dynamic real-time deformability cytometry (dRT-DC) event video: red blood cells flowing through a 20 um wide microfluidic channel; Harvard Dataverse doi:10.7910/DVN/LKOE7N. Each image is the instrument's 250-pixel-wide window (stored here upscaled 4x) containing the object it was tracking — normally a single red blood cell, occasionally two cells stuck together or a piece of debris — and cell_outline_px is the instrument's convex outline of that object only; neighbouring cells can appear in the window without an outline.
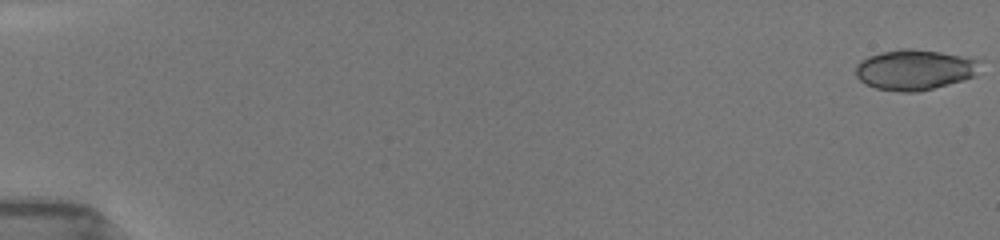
{"species": "common noctule bat (a hibernating species)", "species_latin": "Nyctalus noctula", "temperature_condition": "room temperature", "stored_images_in_passage": 56, "camera_frame_rate_fps": 3000, "um_per_image_px": 0.085, "animal": {"sex": "female", "body_mass_g": 19.5, "forearm_length_mm": 54.1}, "frame": {"image": 1, "passage_image": 1, "time_ms": 0.0, "image_size_px": [1000, 240], "cell_outline_px": [[984, 60], [976, 76], [964, 80], [920, 92], [900, 92], [876, 88], [864, 84], [856, 76], [856, 64], [860, 60], [868, 56], [880, 52], [900, 48], [912, 48], [940, 52]], "centroid_in_image_um": [77.78, 5.93], "position_along_channel_um": 7.2, "area_um2": 29.88}}
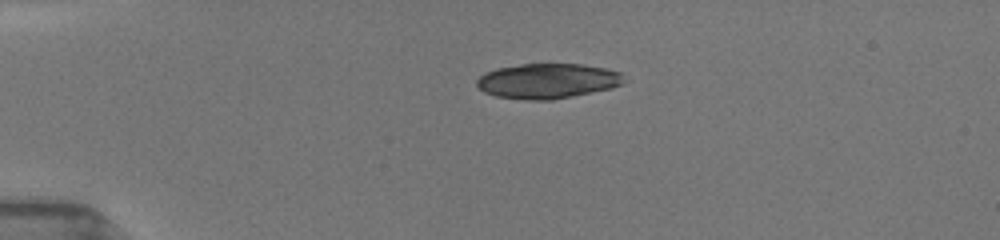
{"frame": {"image": 2, "passage_image": 17, "time_ms": 4.0, "image_size_px": [1000, 240], "cell_outline_px": [[628, 80], [624, 84], [612, 88], [552, 100], [524, 100], [496, 96], [484, 92], [476, 84], [476, 80], [484, 72], [496, 68], [520, 64], [584, 64], [604, 68], [620, 72]], "centroid_in_image_um": [46.56, 6.88], "position_along_channel_um": 38.4, "area_um2": 30.35}}